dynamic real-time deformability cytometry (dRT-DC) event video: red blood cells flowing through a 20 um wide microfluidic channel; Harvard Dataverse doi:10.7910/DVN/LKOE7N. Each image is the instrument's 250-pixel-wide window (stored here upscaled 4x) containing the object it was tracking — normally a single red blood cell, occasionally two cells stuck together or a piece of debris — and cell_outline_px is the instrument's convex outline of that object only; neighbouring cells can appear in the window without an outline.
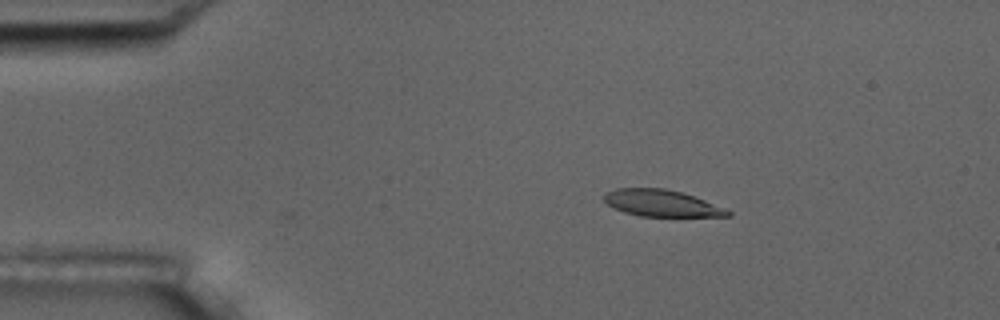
{"species": "common noctule bat (a hibernating species)", "species_latin": "Nyctalus noctula", "temperature_condition": "room temperature", "stored_images_in_passage": 2, "camera_frame_rate_fps": 3000, "um_per_image_px": 0.085, "animal": {"sex": "male", "body_mass_g": 17.5, "forearm_length_mm": 52.3}, "frame": {"image": 1, "passage_image": 2, "time_ms": 1.333, "image_size_px": [1000, 320], "cell_outline_px": [[732, 216], [640, 216], [624, 212], [608, 204], [604, 200], [604, 192], [616, 188], [664, 188], [680, 192], [704, 200], [724, 208], [732, 212]], "centroid_in_image_um": [56.2, 17.26], "position_along_channel_um": 28.8, "area_um2": 18.96}}